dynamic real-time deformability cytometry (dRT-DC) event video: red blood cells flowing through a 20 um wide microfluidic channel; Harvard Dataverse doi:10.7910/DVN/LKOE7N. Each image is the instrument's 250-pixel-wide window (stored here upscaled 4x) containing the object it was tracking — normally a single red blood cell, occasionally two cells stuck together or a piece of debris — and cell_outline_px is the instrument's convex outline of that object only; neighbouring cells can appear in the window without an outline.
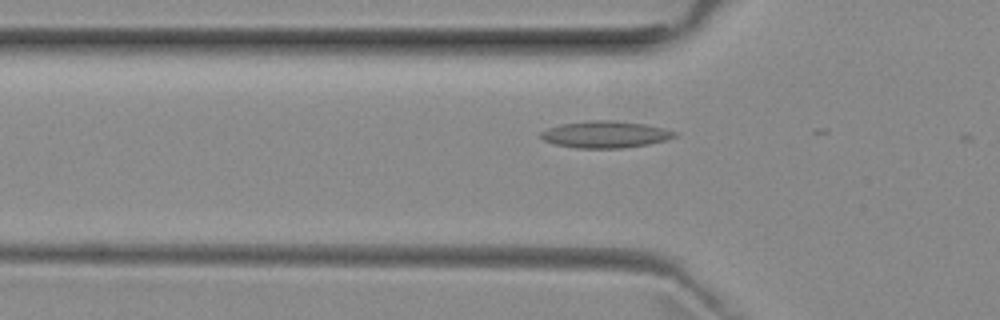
{"species": "common noctule bat (a hibernating species)", "species_latin": "Nyctalus noctula", "temperature_condition": "room temperature", "stored_images_in_passage": 7, "camera_frame_rate_fps": 3000, "um_per_image_px": 0.085, "animal": {"sex": "female", "body_mass_g": 29.2, "forearm_length_mm": 56.3}, "frame": {"image": 1, "passage_image": 2, "time_ms": 0.333, "image_size_px": [1000, 320], "cell_outline_px": [[680, 132], [676, 136], [664, 140], [648, 144], [624, 148], [576, 148], [556, 144], [544, 140], [540, 136], [540, 132], [548, 128], [560, 124], [592, 120], [612, 120], [644, 124], [664, 128]], "centroid_in_image_um": [51.47, 11.42], "position_along_channel_um": 74.3, "area_um2": 20.87}}
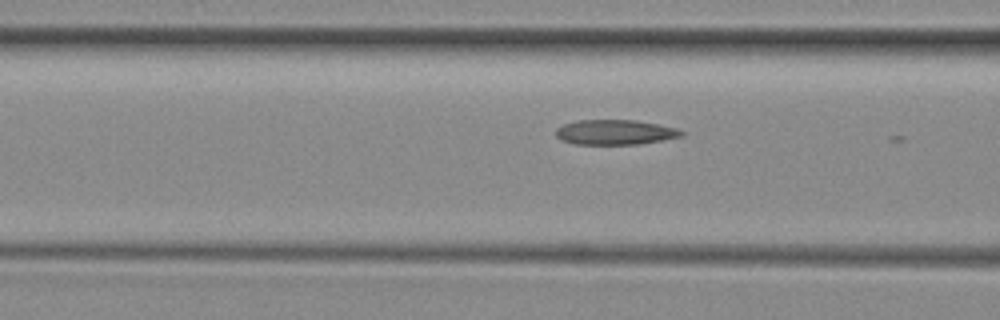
{"frame": {"image": 2, "passage_image": 5, "time_ms": 1.333, "image_size_px": [1000, 320], "cell_outline_px": [[684, 132], [680, 136], [640, 144], [576, 144], [560, 140], [556, 136], [556, 128], [564, 124], [576, 120], [636, 120], [660, 124], [676, 128]], "centroid_in_image_um": [52.24, 11.23], "position_along_channel_um": 114.4, "area_um2": 18.21}}